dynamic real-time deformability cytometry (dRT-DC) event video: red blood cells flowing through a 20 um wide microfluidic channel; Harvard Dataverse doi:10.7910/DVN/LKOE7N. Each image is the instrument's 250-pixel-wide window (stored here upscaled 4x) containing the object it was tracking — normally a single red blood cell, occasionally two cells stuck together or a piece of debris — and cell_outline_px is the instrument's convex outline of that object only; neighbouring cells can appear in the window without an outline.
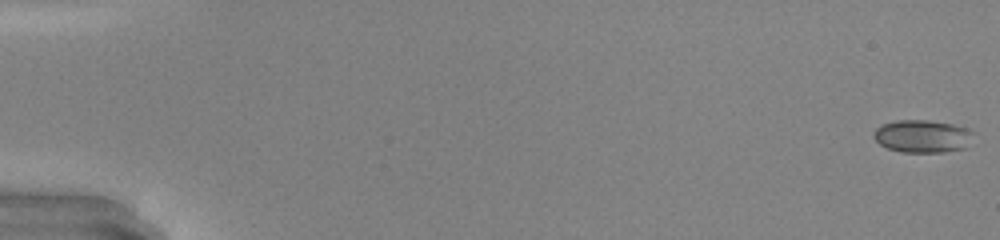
{"species": "common noctule bat (a hibernating species)", "species_latin": "Nyctalus noctula", "temperature_condition": "warm", "stored_images_in_passage": 51, "camera_frame_rate_fps": 3000, "um_per_image_px": 0.085, "animal": {"sex": "male", "body_mass_g": 20.0, "forearm_length_mm": 53.3}, "frame": {"image": 1, "passage_image": 1, "time_ms": 0.0, "image_size_px": [1000, 240], "cell_outline_px": [[972, 132], [964, 148], [944, 152], [900, 152], [888, 148], [880, 144], [872, 136], [872, 132], [880, 124], [896, 120], [928, 120], [952, 124], [964, 128]], "centroid_in_image_um": [78.3, 11.57], "position_along_channel_um": 6.7, "area_um2": 18.79}}
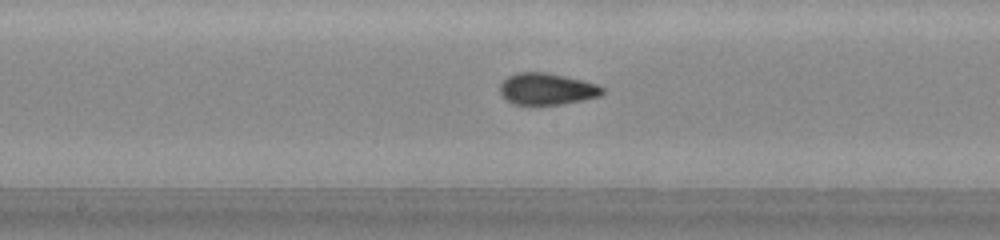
{"frame": {"image": 2, "passage_image": 28, "time_ms": 9.0, "image_size_px": [1000, 240], "cell_outline_px": [[604, 92], [600, 96], [560, 104], [512, 104], [504, 100], [500, 92], [500, 84], [508, 76], [516, 72], [544, 72], [564, 76], [596, 84], [604, 88]], "centroid_in_image_um": [46.43, 7.56], "position_along_channel_um": 201.8, "area_um2": 18.73}}
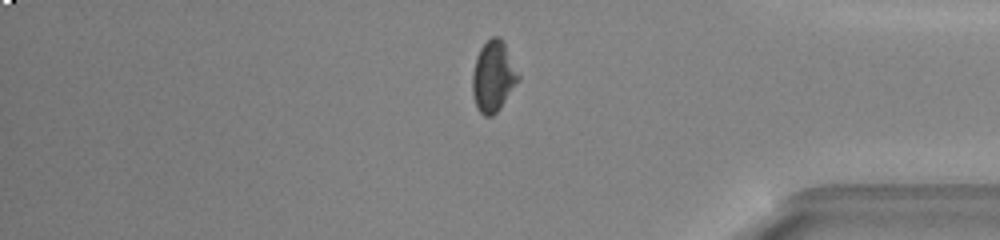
{"frame": {"image": 3, "passage_image": 43, "time_ms": 14.0, "image_size_px": [1000, 240], "cell_outline_px": [[520, 76], [500, 108], [492, 116], [484, 116], [476, 108], [472, 96], [472, 72], [476, 56], [480, 48], [492, 36], [500, 36]], "centroid_in_image_um": [41.88, 6.5], "position_along_channel_um": 393.3, "area_um2": 18.73}, "authors_computed_cell_mechanics": {"area_um2": 18.6694, "velocity_mm_per_s": 4.2319, "shape_relaxation_time_tau1_ms": 11.2317, "shape_relaxation_time_tau2_ms": null, "deformation_change_tau1": 0.2566, "deformation_change_tau2": null}}